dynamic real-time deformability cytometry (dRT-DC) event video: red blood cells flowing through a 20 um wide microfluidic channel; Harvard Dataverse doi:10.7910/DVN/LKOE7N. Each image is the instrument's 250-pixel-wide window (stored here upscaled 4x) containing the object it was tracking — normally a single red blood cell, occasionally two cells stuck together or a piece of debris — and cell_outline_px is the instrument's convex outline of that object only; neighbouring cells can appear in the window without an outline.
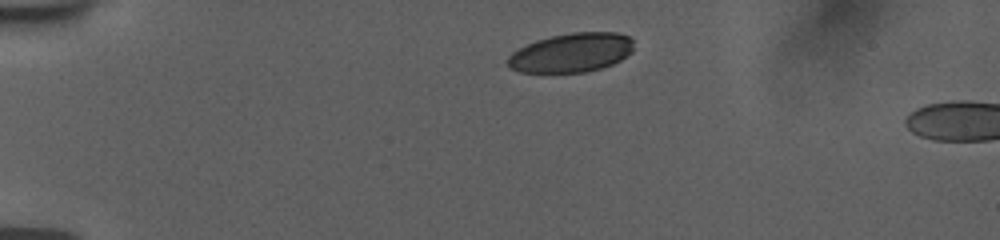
{"species": "human", "species_latin": "Homo sapiens", "temperature_condition": "room temperature", "stored_images_in_passage": 44, "camera_frame_rate_fps": 3000, "um_per_image_px": 0.085, "donor": {"sex": "female"}, "frame": {"image": 1, "passage_image": 1, "time_ms": 0.0, "image_size_px": [1000, 240], "cell_outline_px": [[632, 52], [620, 60], [612, 64], [600, 68], [584, 72], [520, 72], [496, 64], [512, 52], [536, 40], [552, 36], [572, 32], [616, 32], [628, 36], [632, 40]], "centroid_in_image_um": [48.44, 4.49], "position_along_channel_um": 36.6, "area_um2": 29.13}}
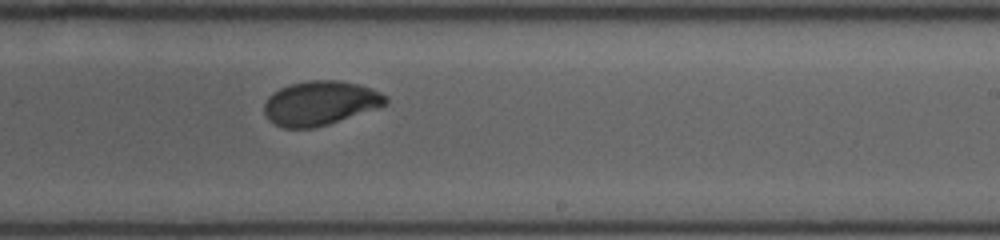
{"frame": {"image": 2, "passage_image": 24, "time_ms": 7.667, "image_size_px": [1000, 240], "cell_outline_px": [[388, 104], [328, 124], [312, 128], [284, 128], [268, 120], [264, 112], [264, 104], [268, 96], [272, 92], [280, 88], [292, 84], [308, 80], [340, 80], [360, 84], [380, 92], [388, 96]], "centroid_in_image_um": [27.21, 8.75], "position_along_channel_um": 261.8, "area_um2": 31.33}}
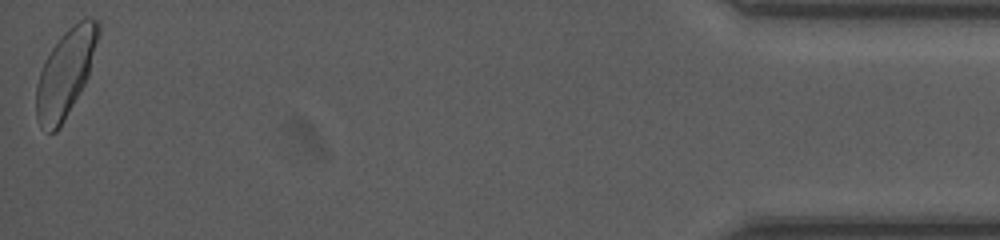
{"frame": {"image": 3, "passage_image": 44, "time_ms": 14.333, "image_size_px": [1000, 240], "cell_outline_px": [[100, 32], [88, 76], [80, 92], [60, 128], [56, 132], [48, 132], [40, 128], [36, 116], [36, 84], [44, 60], [60, 36], [68, 28], [80, 20], [88, 16], [100, 20]], "centroid_in_image_um": [5.57, 6.2], "position_along_channel_um": 429.6, "area_um2": 31.62}, "authors_computed_cell_mechanics": {"area_um2": 30.8941, "velocity_mm_per_s": 3.737, "shape_relaxation_time_tau1_ms": 3.3533, "shape_relaxation_time_tau2_ms": 1.4112, "deformation_change_tau1": 0.1339, "deformation_change_tau2": 0.0477}}